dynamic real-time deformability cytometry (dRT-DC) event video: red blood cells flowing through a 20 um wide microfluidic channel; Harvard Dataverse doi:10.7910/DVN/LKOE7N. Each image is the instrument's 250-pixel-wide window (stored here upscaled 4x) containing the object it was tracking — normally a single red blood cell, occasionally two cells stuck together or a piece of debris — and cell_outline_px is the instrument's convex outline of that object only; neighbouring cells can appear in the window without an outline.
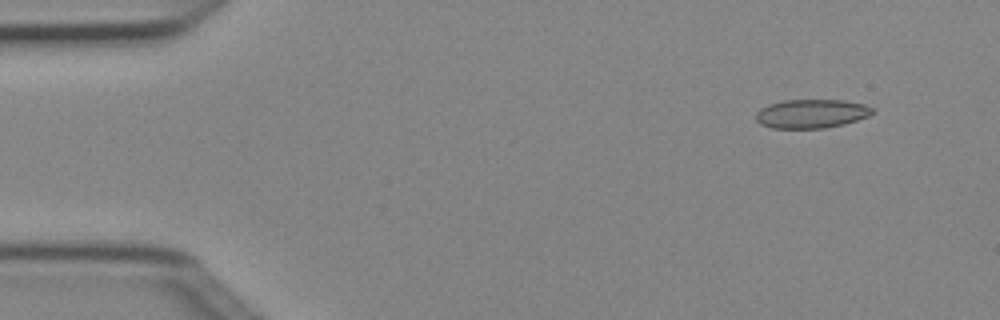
{"species": "Egyptian fruit bat (a non-hibernating species)", "species_latin": "Rousettus aegyptiacus", "temperature_condition": "cold", "stored_images_in_passage": 4, "camera_frame_rate_fps": 3000, "um_per_image_px": 0.085, "animal": {"sex": "female"}, "frame": {"image": 1, "passage_image": 2, "time_ms": 0.333, "image_size_px": [1000, 320], "cell_outline_px": [[876, 112], [868, 116], [844, 124], [824, 128], [772, 128], [760, 124], [756, 120], [756, 112], [760, 108], [768, 104], [784, 100], [840, 100], [864, 104], [872, 108]], "centroid_in_image_um": [68.95, 9.66], "position_along_channel_um": 16.1, "area_um2": 19.59}}
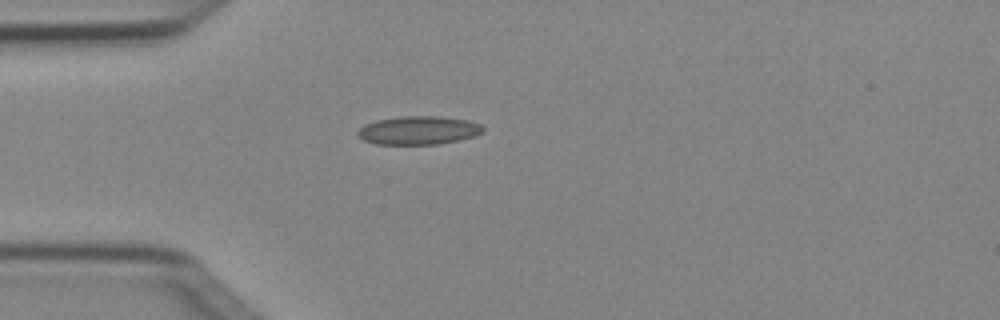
{"frame": {"image": 2, "passage_image": 4, "time_ms": 1.0, "image_size_px": [1000, 320], "cell_outline_px": [[484, 132], [476, 136], [460, 140], [440, 144], [376, 144], [364, 140], [356, 136], [356, 132], [364, 124], [376, 120], [400, 116], [440, 116], [468, 120], [480, 124], [484, 128]], "centroid_in_image_um": [35.58, 11.08], "position_along_channel_um": 49.4, "area_um2": 21.04}}